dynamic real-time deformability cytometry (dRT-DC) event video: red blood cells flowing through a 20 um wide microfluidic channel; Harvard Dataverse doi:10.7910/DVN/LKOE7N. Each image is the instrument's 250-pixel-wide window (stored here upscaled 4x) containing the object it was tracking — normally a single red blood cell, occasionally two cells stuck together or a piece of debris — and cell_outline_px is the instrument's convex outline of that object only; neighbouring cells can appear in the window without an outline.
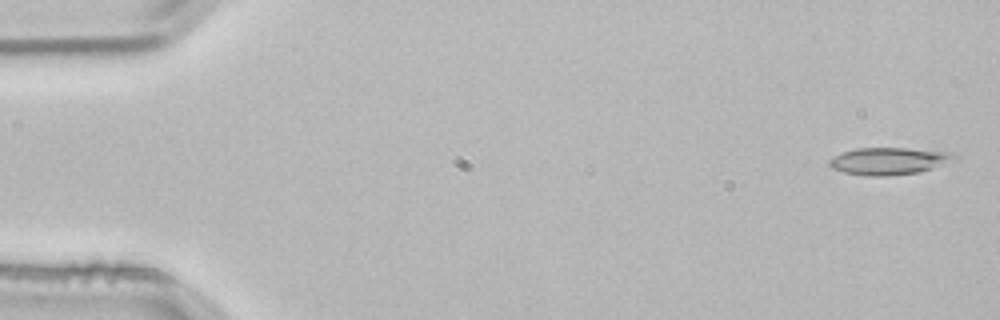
{"species": "common noctule bat (a hibernating species)", "species_latin": "Nyctalus noctula", "temperature_condition": "room temperature", "stored_images_in_passage": 4, "segment_of_instrument_passage": [1, 2], "camera_frame_rate_fps": 3000, "um_per_image_px": 0.085, "animal": {"sex": "male", "body_mass_g": 21.5, "forearm_length_mm": 52.0}, "frame": {"image": 1, "passage_image": 1, "time_ms": 0.0, "image_size_px": [1000, 320], "cell_outline_px": [[956, 156], [920, 172], [884, 176], [868, 176], [844, 172], [832, 168], [828, 164], [828, 160], [844, 152], [856, 148], [908, 148], [948, 152]], "centroid_in_image_um": [75.42, 13.68], "position_along_channel_um": 9.6, "area_um2": 19.07}}
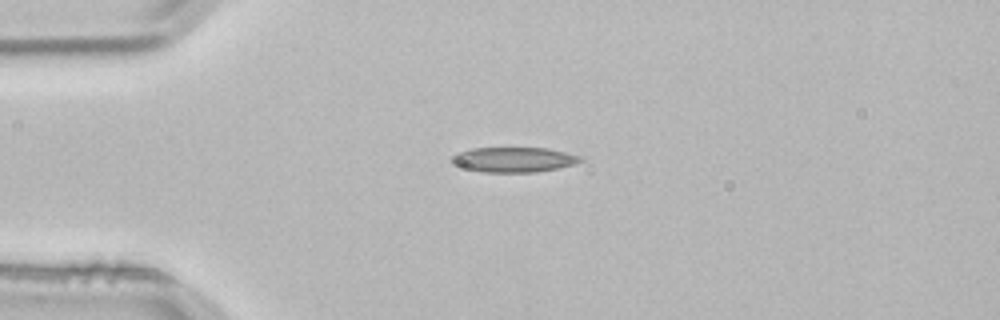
{"frame": {"image": 2, "passage_image": 3, "time_ms": 0.667, "image_size_px": [1000, 320], "cell_outline_px": [[584, 160], [576, 164], [536, 172], [484, 172], [452, 164], [448, 160], [452, 156], [468, 148], [548, 148], [580, 156]], "centroid_in_image_um": [43.66, 13.56], "position_along_channel_um": 41.3, "area_um2": 18.67}}